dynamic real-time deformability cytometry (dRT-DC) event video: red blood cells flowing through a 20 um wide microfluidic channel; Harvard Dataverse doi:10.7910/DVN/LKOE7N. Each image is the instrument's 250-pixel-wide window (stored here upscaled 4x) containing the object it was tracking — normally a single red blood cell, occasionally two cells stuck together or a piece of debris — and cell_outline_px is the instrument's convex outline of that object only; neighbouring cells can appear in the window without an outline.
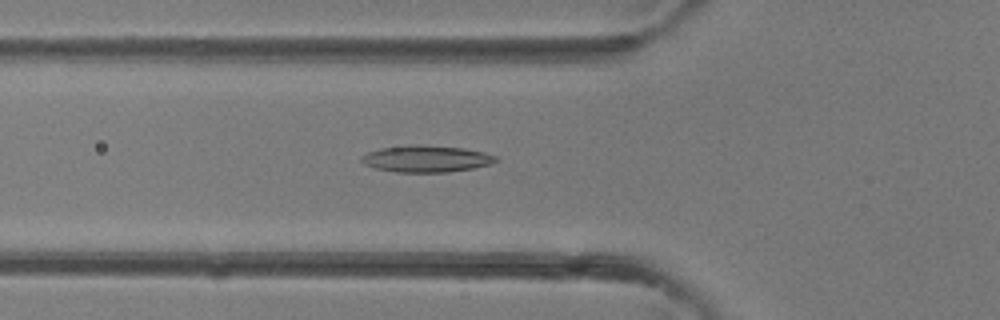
{"species": "common noctule bat (a hibernating species)", "species_latin": "Nyctalus noctula", "temperature_condition": "room temperature", "stored_images_in_passage": 36, "camera_frame_rate_fps": 3000, "um_per_image_px": 0.085, "animal": {"sex": "female"}, "frame": {"image": 1, "passage_image": 10, "time_ms": 3.0, "image_size_px": [1000, 320], "cell_outline_px": [[500, 160], [492, 164], [472, 168], [448, 172], [396, 172], [376, 168], [364, 164], [360, 160], [360, 156], [368, 152], [380, 148], [464, 148], [484, 152], [496, 156]], "centroid_in_image_um": [36.28, 13.55], "position_along_channel_um": 89.5, "area_um2": 19.77}}
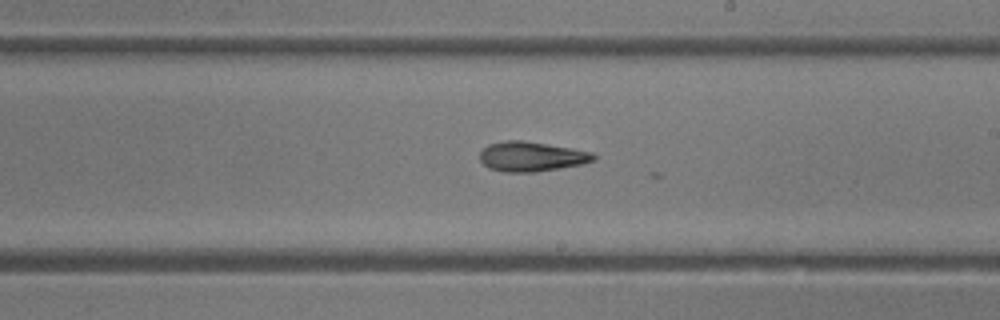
{"frame": {"image": 2, "passage_image": 19, "time_ms": 6.0, "image_size_px": [1000, 320], "cell_outline_px": [[596, 160], [584, 164], [536, 172], [504, 172], [488, 168], [480, 160], [480, 152], [488, 144], [504, 140], [524, 140], [572, 148], [592, 152], [596, 156]], "centroid_in_image_um": [45.18, 13.3], "position_along_channel_um": 243.8, "area_um2": 19.94}}
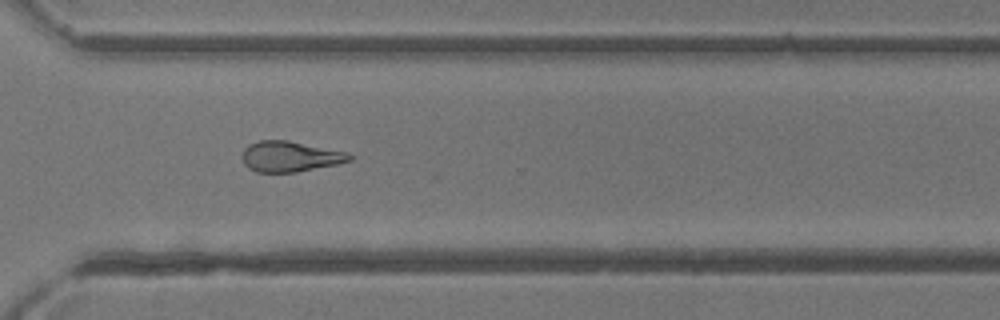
{"frame": {"image": 3, "passage_image": 25, "time_ms": 8.0, "image_size_px": [1000, 320], "cell_outline_px": [[352, 160], [336, 164], [296, 172], [256, 172], [248, 168], [244, 164], [240, 156], [244, 148], [248, 144], [260, 140], [288, 140], [348, 152], [352, 156]], "centroid_in_image_um": [24.61, 13.29], "position_along_channel_um": 346.0, "area_um2": 19.25}}